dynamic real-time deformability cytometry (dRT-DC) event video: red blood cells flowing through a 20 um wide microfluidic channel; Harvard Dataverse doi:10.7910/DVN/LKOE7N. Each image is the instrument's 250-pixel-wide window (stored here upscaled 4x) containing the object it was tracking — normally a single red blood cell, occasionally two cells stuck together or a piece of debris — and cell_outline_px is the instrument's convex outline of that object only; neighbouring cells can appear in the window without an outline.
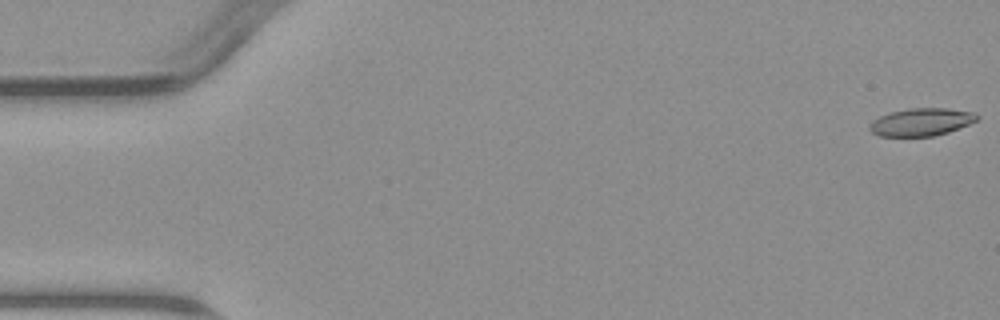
{"species": "common noctule bat (a hibernating species)", "species_latin": "Nyctalus noctula", "temperature_condition": "warm", "stored_images_in_passage": 5, "camera_frame_rate_fps": 3000, "um_per_image_px": 0.085, "animal": {"sex": "male", "body_mass_g": 23.1, "forearm_length_mm": 52.7}, "frame": {"image": 1, "passage_image": 1, "time_ms": 0.0, "image_size_px": [1000, 320], "cell_outline_px": [[980, 116], [976, 120], [968, 124], [948, 132], [932, 136], [880, 136], [872, 132], [868, 128], [868, 124], [872, 120], [880, 116], [892, 112], [908, 108], [948, 108], [976, 112]], "centroid_in_image_um": [78.3, 10.36], "position_along_channel_um": 6.7, "area_um2": 17.34}}
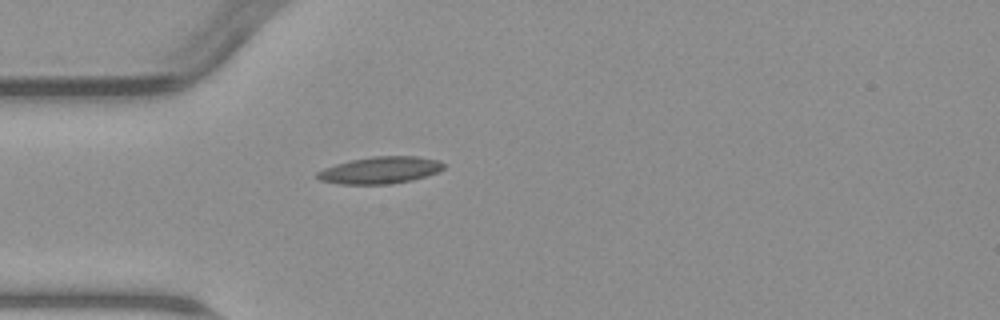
{"frame": {"image": 2, "passage_image": 5, "time_ms": 5.0, "image_size_px": [1000, 320], "cell_outline_px": [[444, 168], [440, 172], [412, 180], [392, 184], [340, 184], [320, 180], [316, 176], [316, 172], [324, 168], [336, 164], [352, 160], [372, 156], [416, 156], [440, 160], [444, 164]], "centroid_in_image_um": [32.35, 14.46], "position_along_channel_um": 52.7, "area_um2": 19.94}}